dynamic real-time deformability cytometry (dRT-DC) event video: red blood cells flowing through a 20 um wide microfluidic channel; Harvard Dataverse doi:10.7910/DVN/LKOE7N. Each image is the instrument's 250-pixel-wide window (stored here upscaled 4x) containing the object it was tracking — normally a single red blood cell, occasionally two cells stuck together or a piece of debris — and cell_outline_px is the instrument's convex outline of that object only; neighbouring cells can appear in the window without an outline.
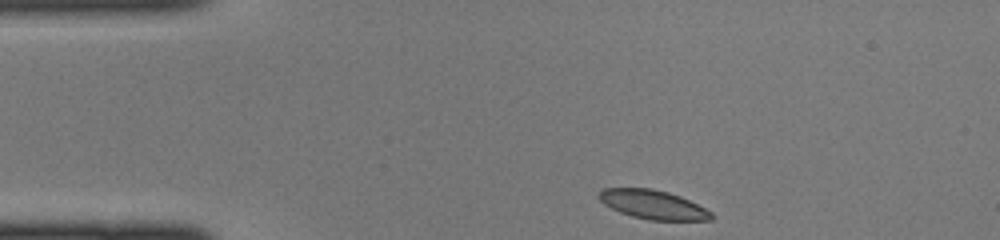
{"species": "common noctule bat (a hibernating species)", "species_latin": "Nyctalus noctula", "temperature_condition": "cold", "stored_images_in_passage": 38, "camera_frame_rate_fps": 3000, "um_per_image_px": 0.085, "animal": {"sex": "female", "body_mass_g": 22.0, "forearm_length_mm": 56.7}, "frame": {"image": 1, "passage_image": 1, "time_ms": 0.0, "image_size_px": [1000, 240], "cell_outline_px": [[712, 220], [648, 220], [632, 216], [620, 212], [604, 204], [596, 196], [604, 188], [652, 188], [668, 192], [680, 196], [712, 212]], "centroid_in_image_um": [55.48, 17.38], "position_along_channel_um": 29.5, "area_um2": 18.84}}
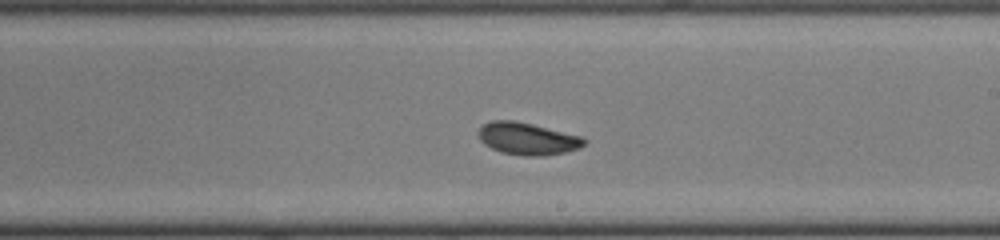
{"frame": {"image": 2, "passage_image": 19, "time_ms": 6.0, "image_size_px": [1000, 240], "cell_outline_px": [[588, 140], [580, 148], [564, 152], [544, 156], [524, 156], [500, 152], [484, 144], [480, 140], [476, 132], [484, 124], [492, 120], [512, 120], [532, 124], [580, 136]], "centroid_in_image_um": [44.81, 11.79], "position_along_channel_um": 244.2, "area_um2": 19.83}}
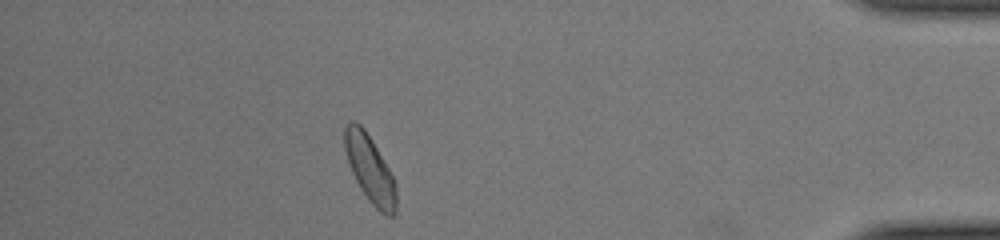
{"frame": {"image": 3, "passage_image": 33, "time_ms": 10.667, "image_size_px": [1000, 240], "cell_outline_px": [[396, 212], [392, 216], [384, 216], [368, 200], [360, 188], [352, 172], [344, 148], [344, 124], [348, 120], [356, 120], [364, 128], [372, 140], [388, 168], [396, 184]], "centroid_in_image_um": [31.43, 14.34], "position_along_channel_um": 403.8, "area_um2": 20.23}}